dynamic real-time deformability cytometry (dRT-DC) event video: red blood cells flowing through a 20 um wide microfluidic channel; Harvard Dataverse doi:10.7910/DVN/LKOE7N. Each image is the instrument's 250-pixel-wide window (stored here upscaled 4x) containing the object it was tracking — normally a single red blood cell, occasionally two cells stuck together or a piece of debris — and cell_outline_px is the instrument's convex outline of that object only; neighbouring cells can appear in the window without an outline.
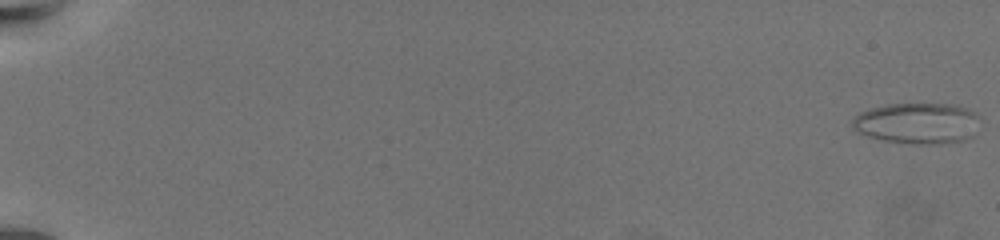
{"species": "common noctule bat (a hibernating species)", "species_latin": "Nyctalus noctula", "temperature_condition": "warm", "stored_images_in_passage": 65, "camera_frame_rate_fps": 3000, "um_per_image_px": 0.085, "animal": {"sex": "female", "body_mass_g": 19.5, "forearm_length_mm": 54.1}, "frame": {"image": 1, "passage_image": 1, "time_ms": 0.0, "image_size_px": [1000, 240], "cell_outline_px": [[976, 116], [960, 140], [936, 144], [916, 144], [884, 140], [868, 136], [860, 132], [852, 124], [852, 120], [860, 112], [868, 108], [888, 104], [952, 104], [968, 108], [976, 112]], "centroid_in_image_um": [77.81, 10.44], "position_along_channel_um": 7.2, "area_um2": 29.07}}
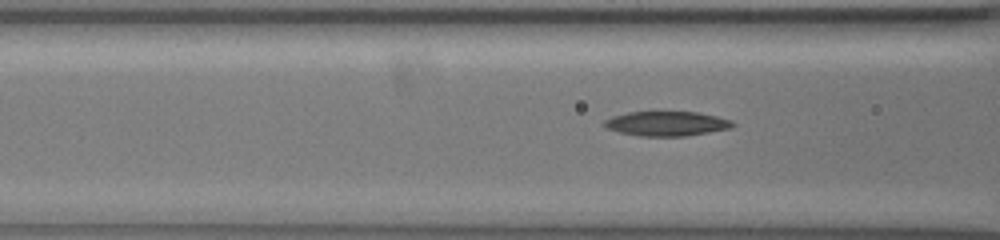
{"frame": {"image": 2, "passage_image": 30, "time_ms": 9.667, "image_size_px": [1000, 240], "cell_outline_px": [[736, 124], [728, 128], [708, 132], [684, 136], [640, 136], [620, 132], [608, 128], [604, 124], [604, 120], [612, 116], [628, 112], [696, 112], [716, 116], [732, 120]], "centroid_in_image_um": [56.66, 10.5], "position_along_channel_um": 109.9, "area_um2": 18.15}}
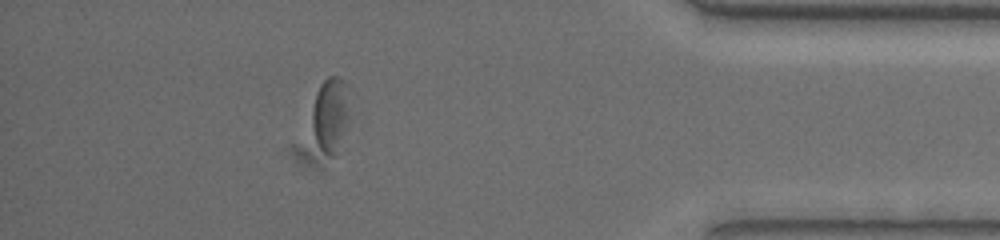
{"frame": {"image": 3, "passage_image": 59, "time_ms": 19.333, "image_size_px": [1000, 240], "cell_outline_px": [[356, 112], [336, 156], [328, 156], [320, 148], [316, 140], [312, 124], [312, 112], [316, 92], [320, 84], [328, 76], [340, 76], [352, 88]], "centroid_in_image_um": [28.28, 9.66], "position_along_channel_um": 406.9, "area_um2": 18.44}, "authors_computed_cell_mechanics": {"area_um2": 19.5942, "velocity_mm_per_s": 3.3911, "shape_relaxation_time_tau1_ms": 4.0084, "shape_relaxation_time_tau2_ms": 4.3296, "deformation_change_tau1": 0.1312, "deformation_change_tau2": 0.1224}}